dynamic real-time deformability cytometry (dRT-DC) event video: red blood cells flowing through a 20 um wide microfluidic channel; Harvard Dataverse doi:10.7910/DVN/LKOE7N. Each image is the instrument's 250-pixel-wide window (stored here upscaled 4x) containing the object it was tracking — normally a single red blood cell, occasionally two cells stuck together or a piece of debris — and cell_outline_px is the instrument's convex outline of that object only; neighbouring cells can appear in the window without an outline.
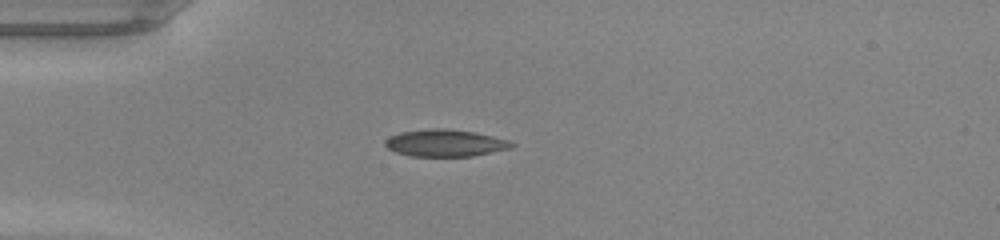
{"species": "common noctule bat (a hibernating species)", "species_latin": "Nyctalus noctula", "temperature_condition": "warm", "stored_images_in_passage": 36, "camera_frame_rate_fps": 3000, "um_per_image_px": 0.085, "animal": {"sex": "male", "body_mass_g": 20.0, "forearm_length_mm": 53.3}, "frame": {"image": 1, "passage_image": 1, "time_ms": 0.0, "image_size_px": [1000, 240], "cell_outline_px": [[516, 144], [512, 148], [472, 156], [408, 156], [396, 152], [388, 148], [384, 144], [384, 140], [388, 136], [400, 132], [432, 128], [444, 128], [472, 132], [492, 136], [508, 140]], "centroid_in_image_um": [37.81, 12.16], "position_along_channel_um": 47.2, "area_um2": 19.94}}
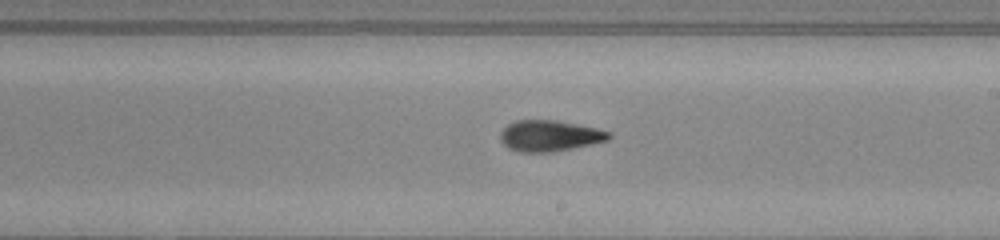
{"frame": {"image": 2, "passage_image": 16, "time_ms": 5.0, "image_size_px": [1000, 240], "cell_outline_px": [[612, 136], [608, 140], [572, 148], [552, 152], [520, 152], [508, 148], [500, 140], [500, 132], [508, 124], [516, 120], [556, 120], [596, 128], [612, 132]], "centroid_in_image_um": [46.71, 11.54], "position_along_channel_um": 242.3, "area_um2": 19.59}}
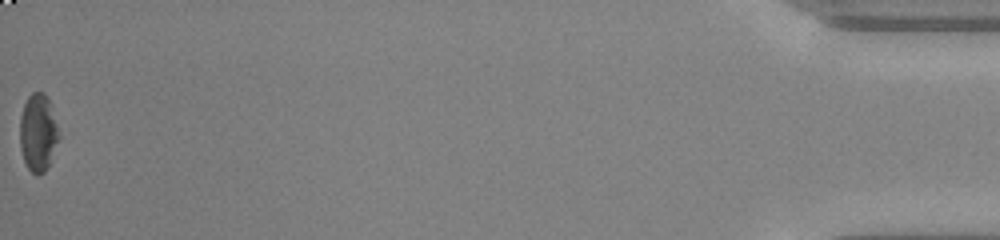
{"frame": {"image": 3, "passage_image": 36, "time_ms": 11.667, "image_size_px": [1000, 240], "cell_outline_px": [[60, 140], [48, 168], [44, 172], [36, 176], [28, 168], [24, 160], [20, 148], [20, 116], [24, 104], [28, 96], [32, 92], [44, 92], [48, 100], [60, 136]], "centroid_in_image_um": [3.24, 11.32], "position_along_channel_um": 432.0, "area_um2": 17.69}, "authors_computed_cell_mechanics": {"area_um2": 19.6231, "velocity_mm_per_s": 4.296, "shape_relaxation_time_tau1_ms": 3.6682, "shape_relaxation_time_tau2_ms": 1.6441, "deformation_change_tau1": 0.1654, "deformation_change_tau2": 0.0896}}